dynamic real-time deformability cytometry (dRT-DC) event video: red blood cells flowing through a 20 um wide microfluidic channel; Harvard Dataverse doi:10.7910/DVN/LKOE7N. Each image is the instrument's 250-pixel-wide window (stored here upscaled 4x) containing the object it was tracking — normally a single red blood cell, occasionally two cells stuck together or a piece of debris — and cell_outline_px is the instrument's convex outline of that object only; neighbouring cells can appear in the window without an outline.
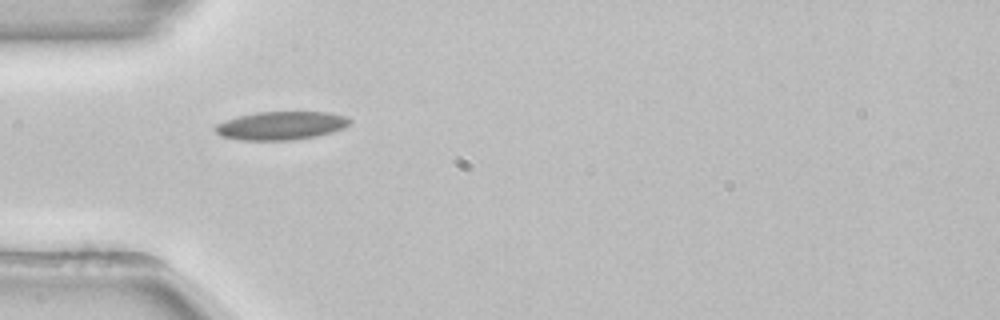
{"species": "common noctule bat (a hibernating species)", "species_latin": "Nyctalus noctula", "temperature_condition": "room temperature", "stored_images_in_passage": 38, "camera_frame_rate_fps": 3000, "um_per_image_px": 0.085, "animal": {"sex": "female", "body_mass_g": 22.7, "forearm_length_mm": 54.2}, "frame": {"image": 1, "passage_image": 1, "time_ms": 0.0, "image_size_px": [1000, 320], "cell_outline_px": [[352, 124], [344, 128], [332, 132], [316, 136], [292, 140], [240, 140], [220, 136], [212, 128], [216, 124], [224, 120], [256, 112], [328, 112], [344, 116], [352, 120]], "centroid_in_image_um": [23.88, 10.68], "position_along_channel_um": 61.1, "area_um2": 22.37}, "authors_computed_cell_mechanics": {"area_um2": 20.4323, "velocity_mm_per_s": 3.8716, "shape_relaxation_time_tau1_ms": 6.0396, "shape_relaxation_time_tau2_ms": 3.8718, "deformation_change_tau1": 0.1757, "deformation_change_tau2": 0.1068}}